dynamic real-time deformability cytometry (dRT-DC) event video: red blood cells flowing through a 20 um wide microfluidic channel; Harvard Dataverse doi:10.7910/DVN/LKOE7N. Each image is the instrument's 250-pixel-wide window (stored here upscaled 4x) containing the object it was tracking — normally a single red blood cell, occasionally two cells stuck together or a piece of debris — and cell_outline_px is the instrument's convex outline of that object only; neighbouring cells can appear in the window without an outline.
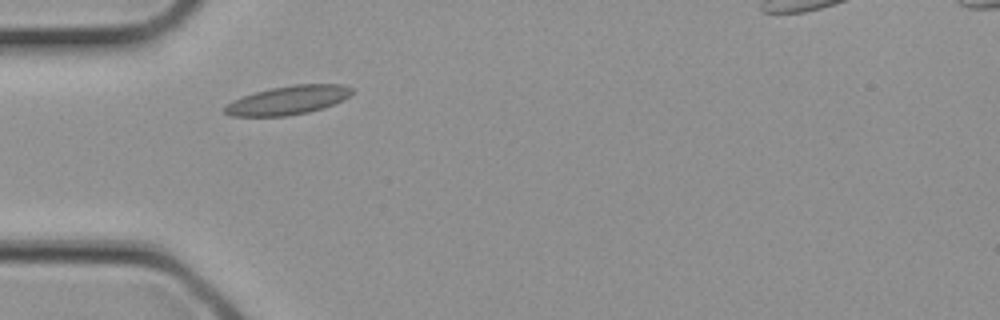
{"species": "common noctule bat (a hibernating species)", "species_latin": "Nyctalus noctula", "temperature_condition": "cold", "stored_images_in_passage": 2, "camera_frame_rate_fps": 3000, "um_per_image_px": 0.085, "animal": {"sex": "female", "body_mass_g": 21.9}, "frame": {"image": 1, "passage_image": 2, "time_ms": 0.333, "image_size_px": [1000, 320], "cell_outline_px": [[352, 92], [344, 100], [324, 108], [308, 112], [288, 116], [232, 116], [224, 112], [224, 108], [232, 100], [256, 92], [272, 88], [292, 84], [340, 84], [352, 88]], "centroid_in_image_um": [24.5, 8.52], "position_along_channel_um": 60.5, "area_um2": 21.21}}